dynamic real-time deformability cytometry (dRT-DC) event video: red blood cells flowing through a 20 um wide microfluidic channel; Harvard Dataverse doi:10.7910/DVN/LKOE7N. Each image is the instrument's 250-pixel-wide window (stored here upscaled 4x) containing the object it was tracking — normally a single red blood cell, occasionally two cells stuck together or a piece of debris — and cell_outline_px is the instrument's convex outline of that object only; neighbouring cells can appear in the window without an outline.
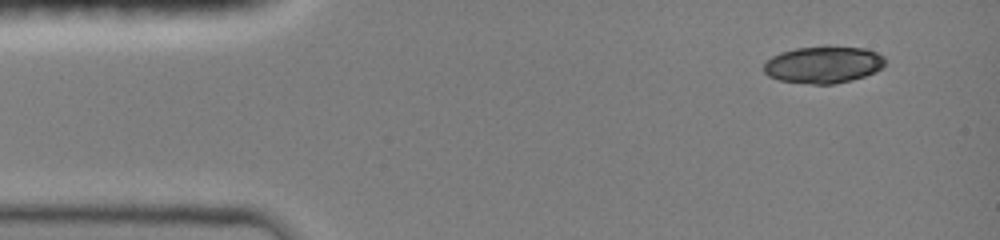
{"species": "common noctule bat (a hibernating species)", "species_latin": "Nyctalus noctula", "temperature_condition": "room temperature", "stored_images_in_passage": 44, "camera_frame_rate_fps": 3000, "um_per_image_px": 0.085, "animal": {"sex": "female", "body_mass_g": 19.0, "forearm_length_mm": 51.5}, "frame": {"image": 1, "passage_image": 1, "time_ms": 0.0, "image_size_px": [1000, 240], "cell_outline_px": [[884, 64], [876, 72], [852, 80], [832, 84], [812, 84], [780, 80], [768, 76], [764, 72], [764, 64], [772, 56], [780, 52], [796, 48], [864, 48], [876, 52], [884, 56]], "centroid_in_image_um": [69.97, 5.52], "position_along_channel_um": 15.0, "area_um2": 25.55}}